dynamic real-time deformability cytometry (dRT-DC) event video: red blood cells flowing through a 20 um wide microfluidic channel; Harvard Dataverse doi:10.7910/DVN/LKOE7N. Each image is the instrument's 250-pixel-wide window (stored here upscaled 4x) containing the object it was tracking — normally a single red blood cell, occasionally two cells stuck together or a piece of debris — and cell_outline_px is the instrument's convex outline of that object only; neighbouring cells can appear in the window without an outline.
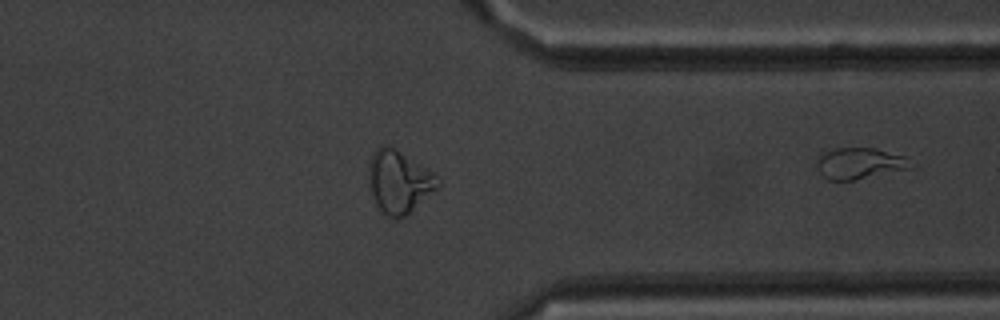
{"species": "common noctule bat (a hibernating species)", "species_latin": "Nyctalus noctula", "temperature_condition": "warm", "stored_images_in_passage": 36, "segment_of_instrument_passage": [2, 2], "camera_frame_rate_fps": 3000, "um_per_image_px": 0.085, "animal": {"sex": "male", "body_mass_g": 20.1, "forearm_length_mm": 53.5}, "frame": {"image": 1, "passage_image": 36, "time_ms": 11.667, "image_size_px": [1000, 320], "cell_outline_px": [[916, 164], [912, 168], [852, 180], [828, 180], [820, 172], [816, 164], [816, 160], [824, 152], [836, 148], [876, 148], [904, 156]], "centroid_in_image_um": [73.1, 13.88], "position_along_channel_um": 338.3, "area_um2": 17.05}}